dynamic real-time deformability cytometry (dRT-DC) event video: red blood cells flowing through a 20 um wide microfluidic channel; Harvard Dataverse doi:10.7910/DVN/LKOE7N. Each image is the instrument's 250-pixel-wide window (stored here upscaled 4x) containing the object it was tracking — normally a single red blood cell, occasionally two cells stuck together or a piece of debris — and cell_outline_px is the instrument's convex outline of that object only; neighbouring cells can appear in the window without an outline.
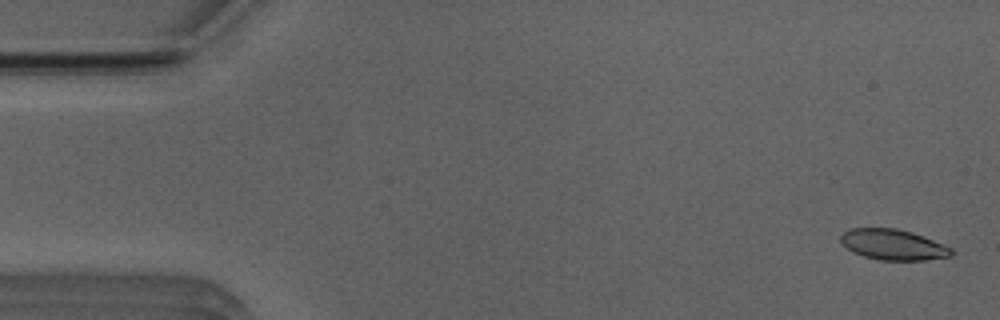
{"species": "Egyptian fruit bat (a non-hibernating species)", "species_latin": "Rousettus aegyptiacus", "temperature_condition": "room temperature", "stored_images_in_passage": 52, "camera_frame_rate_fps": 3000, "um_per_image_px": 0.085, "animal": {"sex": "male"}, "frame": {"image": 1, "passage_image": 2, "time_ms": 0.333, "image_size_px": [1000, 320], "cell_outline_px": [[952, 256], [924, 260], [880, 260], [864, 256], [852, 252], [840, 240], [840, 236], [848, 228], [896, 228], [912, 232], [924, 236], [944, 244], [952, 248]], "centroid_in_image_um": [75.92, 20.79], "position_along_channel_um": 9.1, "area_um2": 19.77}}
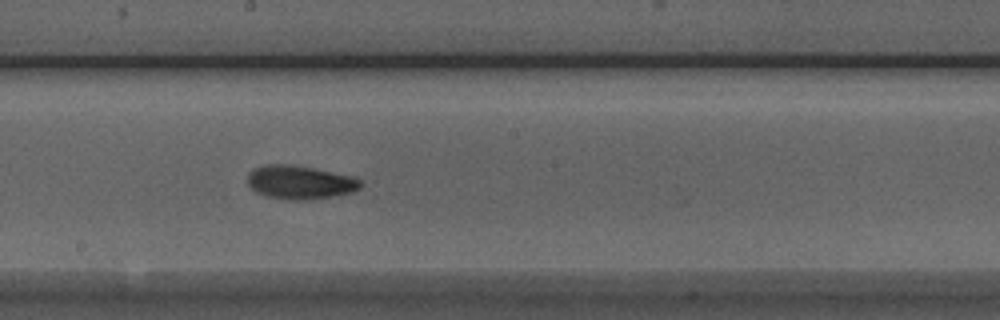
{"frame": {"image": 2, "passage_image": 28, "time_ms": 9.0, "image_size_px": [1000, 320], "cell_outline_px": [[364, 184], [360, 188], [352, 192], [340, 196], [304, 200], [268, 196], [256, 192], [248, 184], [248, 172], [252, 168], [264, 164], [288, 164], [312, 168], [352, 176], [360, 180]], "centroid_in_image_um": [25.52, 15.48], "position_along_channel_um": 222.7, "area_um2": 22.08}}
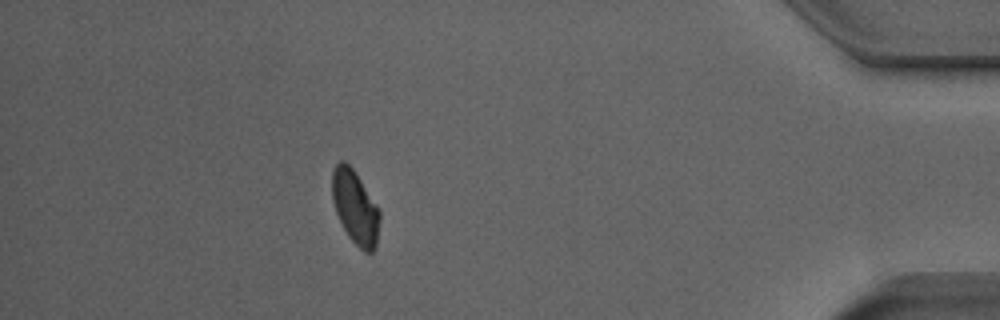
{"frame": {"image": 3, "passage_image": 46, "time_ms": 15.0, "image_size_px": [1000, 320], "cell_outline_px": [[380, 220], [376, 244], [372, 252], [364, 252], [348, 236], [336, 212], [332, 200], [332, 172], [336, 164], [340, 160], [344, 160], [356, 172], [380, 212]], "centroid_in_image_um": [30.18, 17.6], "position_along_channel_um": 405.0, "area_um2": 20.17}, "authors_computed_cell_mechanics": {"area_um2": 20.8658, "velocity_mm_per_s": 3.9388, "shape_relaxation_time_tau1_ms": 3.8608, "shape_relaxation_time_tau2_ms": 5.032, "deformation_change_tau1": 0.1122, "deformation_change_tau2": 0.0997}}